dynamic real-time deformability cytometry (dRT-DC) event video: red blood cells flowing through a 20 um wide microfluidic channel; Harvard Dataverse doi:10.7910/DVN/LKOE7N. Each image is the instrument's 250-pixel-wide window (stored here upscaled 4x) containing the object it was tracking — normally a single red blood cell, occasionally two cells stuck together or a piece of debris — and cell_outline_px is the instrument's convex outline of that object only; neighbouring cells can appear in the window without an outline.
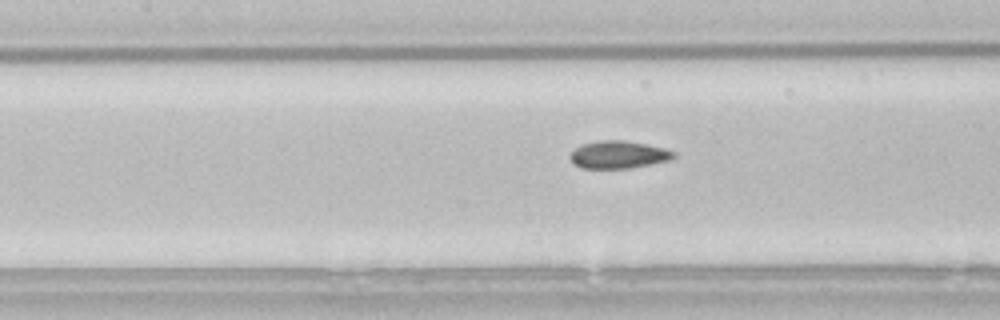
{"species": "common noctule bat (a hibernating species)", "species_latin": "Nyctalus noctula", "temperature_condition": "room temperature", "stored_images_in_passage": 35, "camera_frame_rate_fps": 3000, "um_per_image_px": 0.085, "animal": {"sex": "male", "body_mass_g": 21.5, "forearm_length_mm": 52.0}, "frame": {"image": 1, "passage_image": 17, "time_ms": 5.333, "image_size_px": [1000, 320], "cell_outline_px": [[676, 156], [668, 160], [628, 168], [580, 168], [568, 156], [576, 148], [584, 144], [600, 140], [624, 140], [664, 148], [676, 152]], "centroid_in_image_um": [52.56, 13.14], "position_along_channel_um": 154.8, "area_um2": 16.3}}
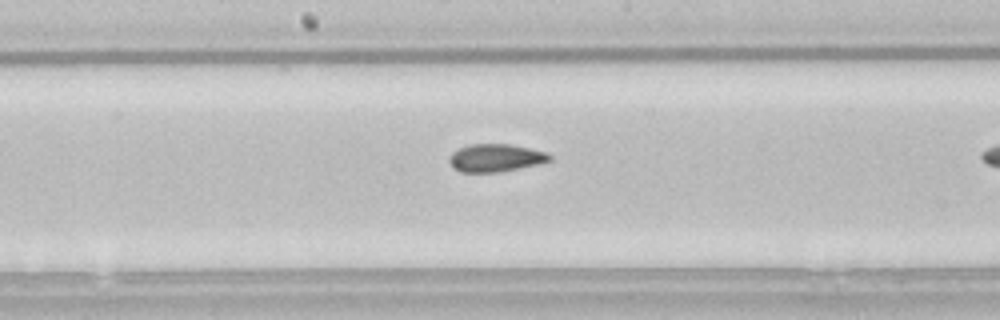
{"frame": {"image": 2, "passage_image": 21, "time_ms": 6.667, "image_size_px": [1000, 320], "cell_outline_px": [[552, 160], [536, 164], [496, 172], [460, 172], [452, 168], [448, 160], [452, 152], [468, 144], [508, 144], [548, 152], [552, 156]], "centroid_in_image_um": [42.09, 13.41], "position_along_channel_um": 206.1, "area_um2": 16.13}}
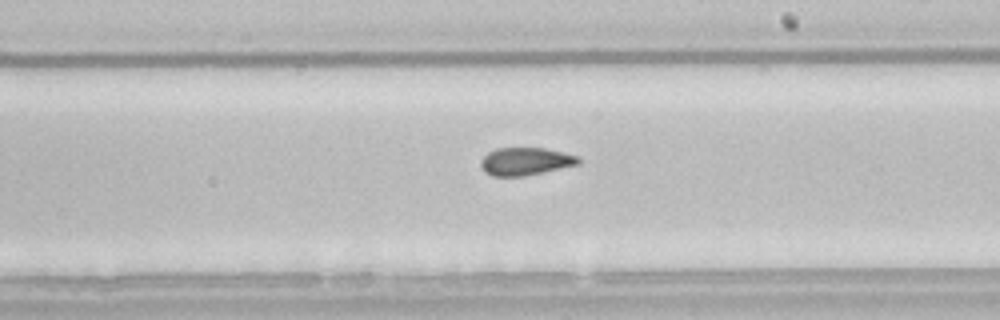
{"frame": {"image": 3, "passage_image": 24, "time_ms": 7.667, "image_size_px": [1000, 320], "cell_outline_px": [[584, 160], [580, 164], [524, 176], [492, 176], [484, 172], [480, 164], [480, 160], [488, 152], [496, 148], [544, 148], [564, 152], [580, 156]], "centroid_in_image_um": [44.7, 13.71], "position_along_channel_um": 244.3, "area_um2": 16.01}}